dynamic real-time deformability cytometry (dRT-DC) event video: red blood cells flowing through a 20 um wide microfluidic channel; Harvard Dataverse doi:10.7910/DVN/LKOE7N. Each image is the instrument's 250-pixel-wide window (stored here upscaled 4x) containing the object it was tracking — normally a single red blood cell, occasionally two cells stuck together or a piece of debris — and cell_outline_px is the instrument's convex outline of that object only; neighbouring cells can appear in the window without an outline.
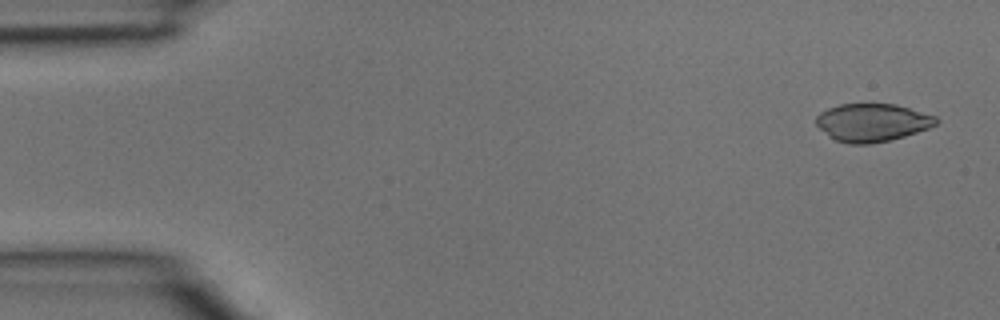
{"species": "common noctule bat (a hibernating species)", "species_latin": "Nyctalus noctula", "temperature_condition": "room temperature", "stored_images_in_passage": 5, "camera_frame_rate_fps": 3000, "um_per_image_px": 0.085, "animal": {"sex": "male", "body_mass_g": 15.6}, "frame": {"image": 1, "passage_image": 1, "time_ms": 0.0, "image_size_px": [1000, 320], "cell_outline_px": [[940, 120], [936, 124], [928, 128], [904, 136], [888, 140], [868, 144], [848, 144], [836, 140], [828, 136], [816, 124], [816, 116], [820, 112], [828, 108], [840, 104], [896, 104], [936, 116]], "centroid_in_image_um": [74.13, 10.41], "position_along_channel_um": 10.9, "area_um2": 26.41}}
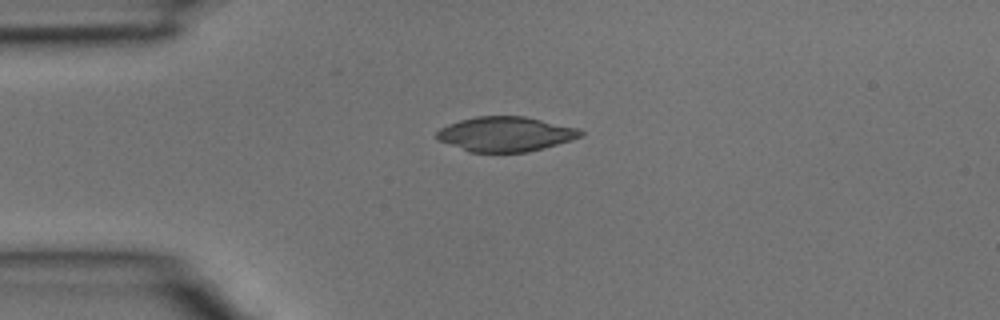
{"frame": {"image": 2, "passage_image": 3, "time_ms": 0.667, "image_size_px": [1000, 320], "cell_outline_px": [[584, 136], [572, 140], [544, 148], [528, 152], [468, 152], [436, 140], [436, 132], [440, 128], [448, 124], [460, 120], [476, 116], [524, 116], [580, 128], [584, 132]], "centroid_in_image_um": [42.98, 11.4], "position_along_channel_um": 42.0, "area_um2": 29.48}}